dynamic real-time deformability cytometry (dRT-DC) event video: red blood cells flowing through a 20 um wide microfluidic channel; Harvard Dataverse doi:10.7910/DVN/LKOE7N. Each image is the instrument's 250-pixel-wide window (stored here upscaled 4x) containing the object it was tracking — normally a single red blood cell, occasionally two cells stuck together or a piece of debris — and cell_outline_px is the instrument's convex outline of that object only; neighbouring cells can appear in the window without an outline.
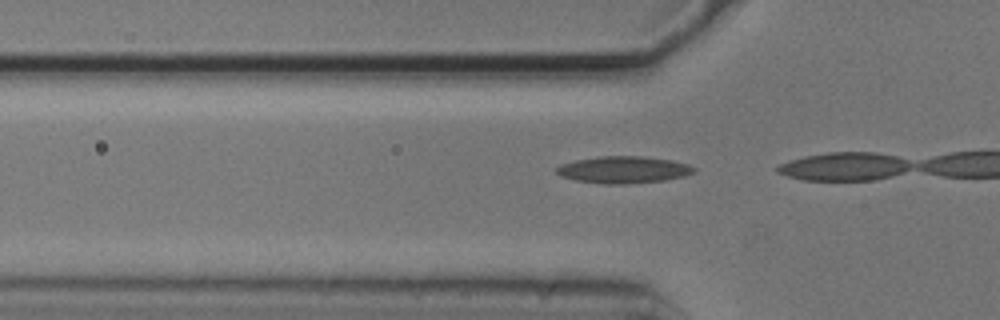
{"species": "common noctule bat (a hibernating species)", "species_latin": "Nyctalus noctula", "temperature_condition": "cold", "stored_images_in_passage": 3, "camera_frame_rate_fps": 3000, "um_per_image_px": 0.085, "animal": {"sex": "male", "body_mass_g": 20.5, "forearm_length_mm": 52.5}, "frame": {"image": 1, "passage_image": 2, "time_ms": 0.333, "image_size_px": [1000, 320], "cell_outline_px": [[696, 172], [684, 176], [664, 180], [624, 184], [604, 184], [576, 180], [560, 176], [556, 172], [556, 168], [560, 164], [576, 160], [600, 156], [644, 156], [672, 160], [688, 164], [696, 168]], "centroid_in_image_um": [53.01, 14.42], "position_along_channel_um": 72.8, "area_um2": 21.62}}